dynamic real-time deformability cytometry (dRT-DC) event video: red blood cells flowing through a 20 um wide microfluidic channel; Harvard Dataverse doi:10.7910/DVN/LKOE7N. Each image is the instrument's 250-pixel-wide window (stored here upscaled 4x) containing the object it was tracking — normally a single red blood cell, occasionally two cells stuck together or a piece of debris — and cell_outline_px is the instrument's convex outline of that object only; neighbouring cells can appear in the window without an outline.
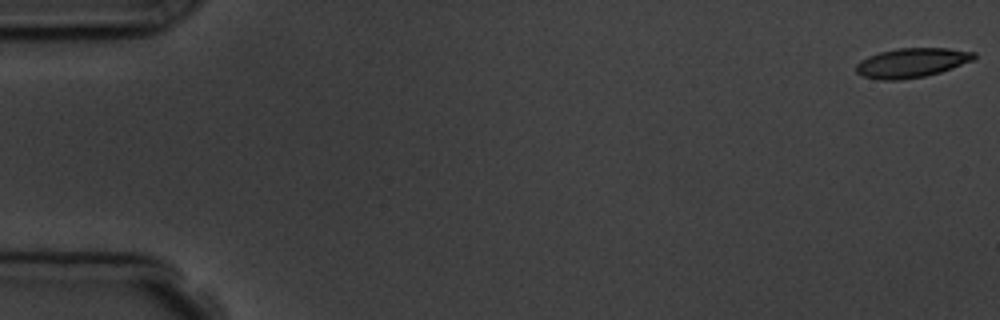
{"species": "common noctule bat (a hibernating species)", "species_latin": "Nyctalus noctula", "temperature_condition": "room temperature", "stored_images_in_passage": 6, "camera_frame_rate_fps": 3000, "um_per_image_px": 0.085, "animal": {"sex": "male", "body_mass_g": 19.5, "forearm_length_mm": 54.6}, "frame": {"image": 1, "passage_image": 1, "time_ms": 0.0, "image_size_px": [1000, 320], "cell_outline_px": [[976, 56], [972, 60], [952, 68], [940, 72], [924, 76], [900, 80], [880, 80], [864, 76], [856, 72], [856, 64], [860, 60], [868, 56], [880, 52], [900, 48], [948, 48], [976, 52]], "centroid_in_image_um": [77.48, 5.33], "position_along_channel_um": 7.5, "area_um2": 20.11}}
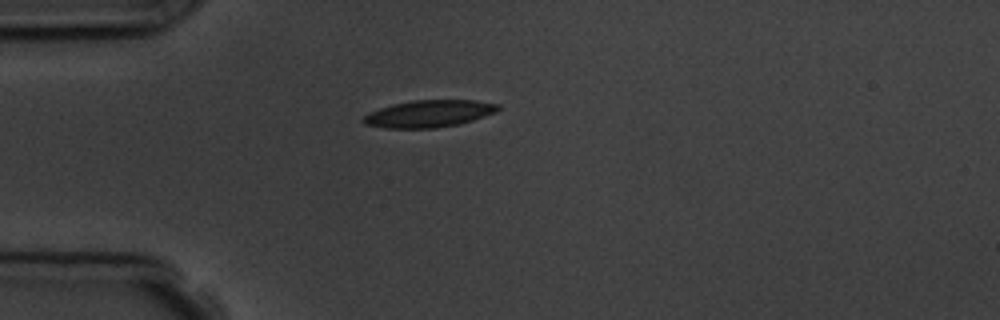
{"frame": {"image": 2, "passage_image": 5, "time_ms": 4.667, "image_size_px": [1000, 320], "cell_outline_px": [[500, 108], [496, 112], [460, 124], [436, 128], [384, 128], [364, 124], [360, 120], [368, 112], [392, 104], [412, 100], [476, 100], [500, 104]], "centroid_in_image_um": [36.44, 9.66], "position_along_channel_um": 48.6, "area_um2": 21.44}}